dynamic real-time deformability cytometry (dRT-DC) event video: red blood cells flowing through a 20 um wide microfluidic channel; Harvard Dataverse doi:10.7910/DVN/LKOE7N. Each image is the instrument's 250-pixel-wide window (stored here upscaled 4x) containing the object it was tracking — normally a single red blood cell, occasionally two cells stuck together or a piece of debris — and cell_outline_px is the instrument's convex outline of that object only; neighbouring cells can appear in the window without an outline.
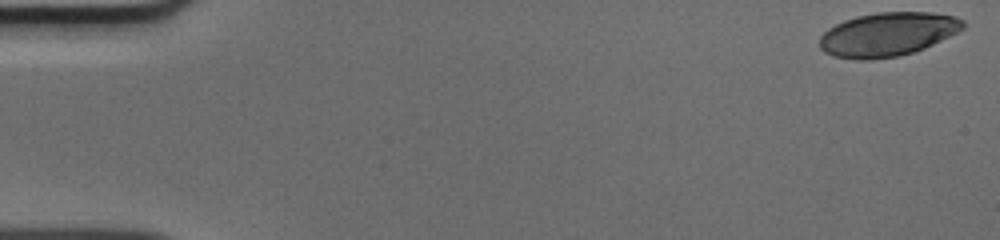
{"species": "human", "species_latin": "Homo sapiens", "temperature_condition": "cold", "stored_images_in_passage": 50, "camera_frame_rate_fps": 3000, "um_per_image_px": 0.085, "donor": {"sex": "male"}, "frame": {"image": 1, "passage_image": 1, "time_ms": 0.0, "image_size_px": [1000, 240], "cell_outline_px": [[964, 28], [924, 48], [900, 56], [872, 60], [856, 60], [832, 56], [824, 52], [820, 48], [820, 36], [828, 28], [844, 20], [856, 16], [876, 12], [932, 12], [956, 16], [964, 20]], "centroid_in_image_um": [75.42, 2.92], "position_along_channel_um": 9.6, "area_um2": 36.76}}
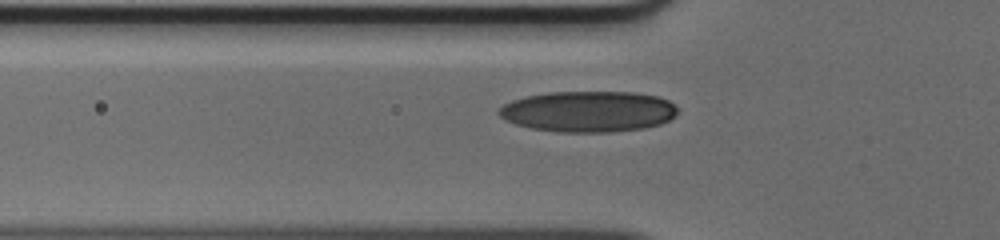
{"frame": {"image": 2, "passage_image": 17, "time_ms": 5.333, "image_size_px": [1000, 240], "cell_outline_px": [[676, 116], [660, 124], [644, 128], [612, 132], [560, 132], [532, 128], [516, 124], [504, 120], [496, 112], [504, 104], [512, 100], [528, 96], [548, 92], [636, 92], [656, 96], [668, 100], [676, 108]], "centroid_in_image_um": [49.99, 9.48], "position_along_channel_um": 75.8, "area_um2": 42.6}}
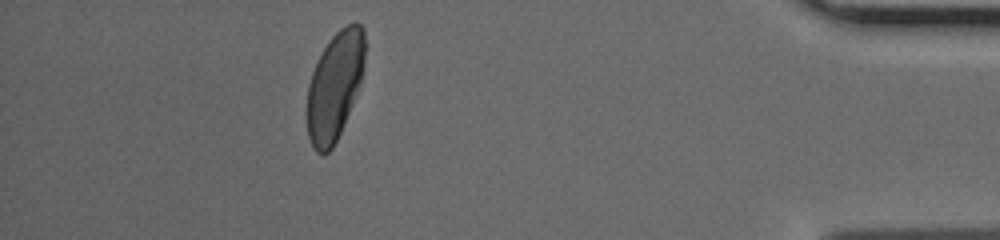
{"frame": {"image": 3, "passage_image": 45, "time_ms": 14.667, "image_size_px": [1000, 240], "cell_outline_px": [[364, 64], [360, 84], [340, 132], [332, 148], [324, 156], [316, 152], [308, 136], [308, 84], [312, 72], [324, 48], [332, 36], [340, 28], [356, 20], [364, 28]], "centroid_in_image_um": [28.46, 7.28], "position_along_channel_um": 406.7, "area_um2": 35.95}}